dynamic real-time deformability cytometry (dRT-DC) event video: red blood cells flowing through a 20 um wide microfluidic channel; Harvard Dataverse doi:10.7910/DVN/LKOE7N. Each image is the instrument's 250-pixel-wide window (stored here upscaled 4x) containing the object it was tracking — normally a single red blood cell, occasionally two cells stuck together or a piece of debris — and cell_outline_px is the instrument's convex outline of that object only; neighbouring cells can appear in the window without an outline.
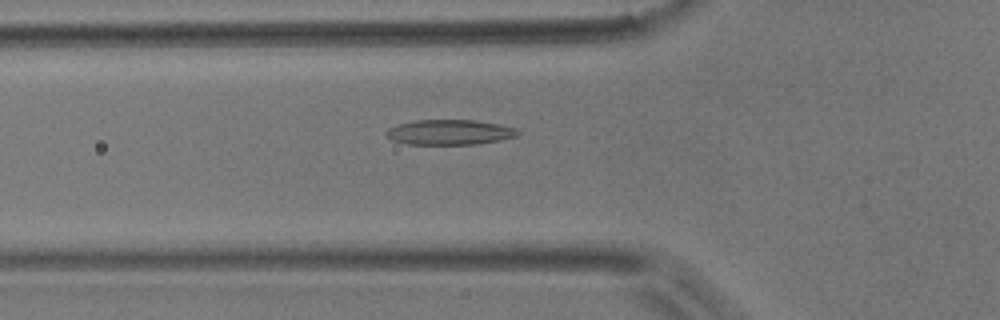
{"species": "common noctule bat (a hibernating species)", "species_latin": "Nyctalus noctula", "temperature_condition": "room temperature", "stored_images_in_passage": 39, "camera_frame_rate_fps": 3000, "um_per_image_px": 0.085, "animal": {"sex": "male", "body_mass_g": 17.9}, "frame": {"image": 1, "passage_image": 6, "time_ms": 1.667, "image_size_px": [1000, 320], "cell_outline_px": [[520, 132], [516, 136], [500, 140], [476, 144], [408, 144], [392, 140], [384, 132], [388, 128], [400, 124], [416, 120], [476, 120], [500, 124], [516, 128]], "centroid_in_image_um": [38.23, 11.23], "position_along_channel_um": 87.6, "area_um2": 19.19}}
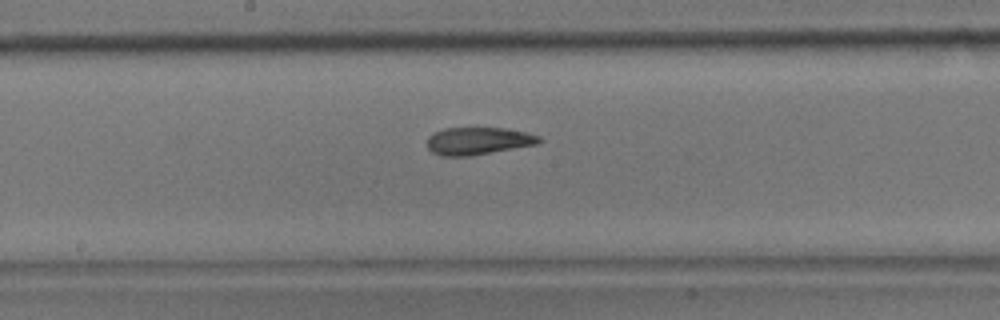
{"frame": {"image": 2, "passage_image": 15, "time_ms": 4.667, "image_size_px": [1000, 320], "cell_outline_px": [[544, 140], [536, 144], [468, 156], [440, 156], [432, 152], [428, 148], [428, 136], [432, 132], [444, 128], [504, 128], [528, 132], [540, 136]], "centroid_in_image_um": [40.63, 11.97], "position_along_channel_um": 207.6, "area_um2": 17.92}}
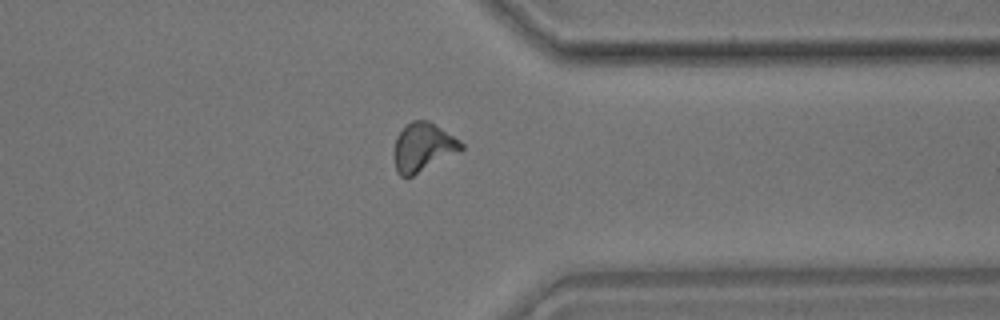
{"frame": {"image": 3, "passage_image": 28, "time_ms": 9.0, "image_size_px": [1000, 320], "cell_outline_px": [[464, 148], [412, 176], [400, 176], [396, 172], [392, 156], [392, 152], [396, 136], [412, 120], [428, 120], [460, 140], [464, 144]], "centroid_in_image_um": [35.9, 12.51], "position_along_channel_um": 375.5, "area_um2": 18.9}, "authors_computed_cell_mechanics": {"area_um2": 18.207, "velocity_mm_per_s": 3.9725, "shape_relaxation_time_tau1_ms": 9.0884, "shape_relaxation_time_tau2_ms": 2.3251, "deformation_change_tau1": 0.215, "deformation_change_tau2": 0.1017}}